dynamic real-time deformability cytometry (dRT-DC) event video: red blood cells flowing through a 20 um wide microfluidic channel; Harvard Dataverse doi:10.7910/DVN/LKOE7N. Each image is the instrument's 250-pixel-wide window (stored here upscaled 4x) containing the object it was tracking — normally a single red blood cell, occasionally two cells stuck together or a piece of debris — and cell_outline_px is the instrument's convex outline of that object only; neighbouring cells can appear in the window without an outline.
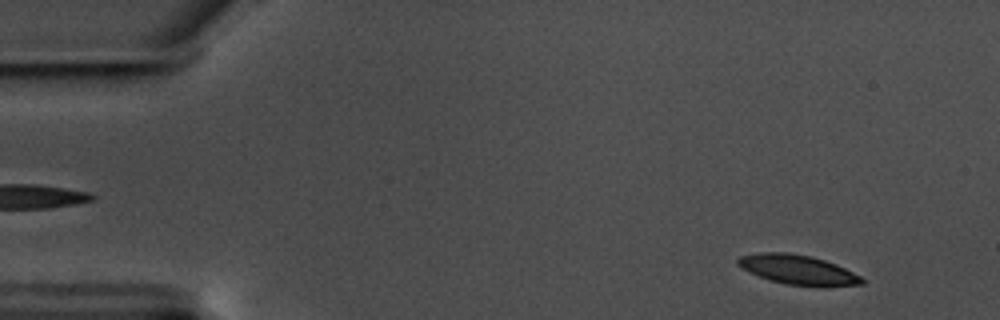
{"species": "common noctule bat (a hibernating species)", "species_latin": "Nyctalus noctula", "temperature_condition": "warm", "stored_images_in_passage": 58, "camera_frame_rate_fps": 3000, "um_per_image_px": 0.085, "animal": {"sex": "male", "body_mass_g": 17.5, "forearm_length_mm": 52.3}, "frame": {"image": 1, "passage_image": 5, "time_ms": 1.333, "image_size_px": [1000, 320], "cell_outline_px": [[864, 284], [784, 284], [768, 280], [740, 268], [736, 264], [736, 260], [740, 256], [760, 252], [788, 252], [812, 256], [836, 264], [860, 276], [864, 280]], "centroid_in_image_um": [67.69, 22.87], "position_along_channel_um": 17.3, "area_um2": 20.75}}
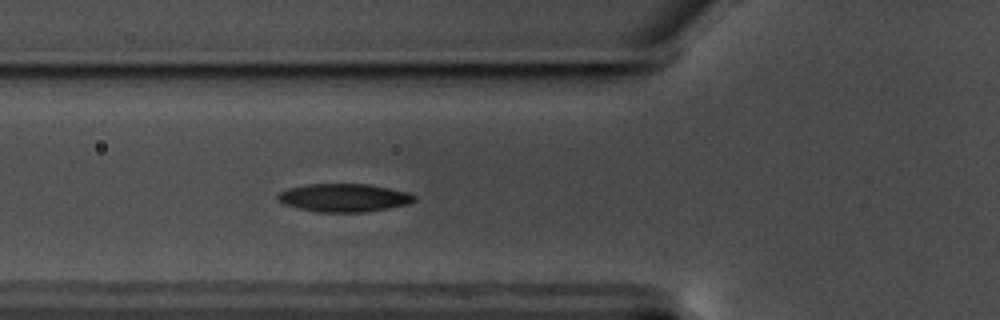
{"frame": {"image": 2, "passage_image": 21, "time_ms": 6.667, "image_size_px": [1000, 320], "cell_outline_px": [[416, 200], [408, 204], [388, 208], [364, 212], [320, 212], [300, 208], [284, 204], [276, 200], [276, 196], [280, 192], [288, 188], [308, 184], [368, 184], [408, 192], [416, 196]], "centroid_in_image_um": [29.23, 16.8], "position_along_channel_um": 96.6, "area_um2": 22.31}}
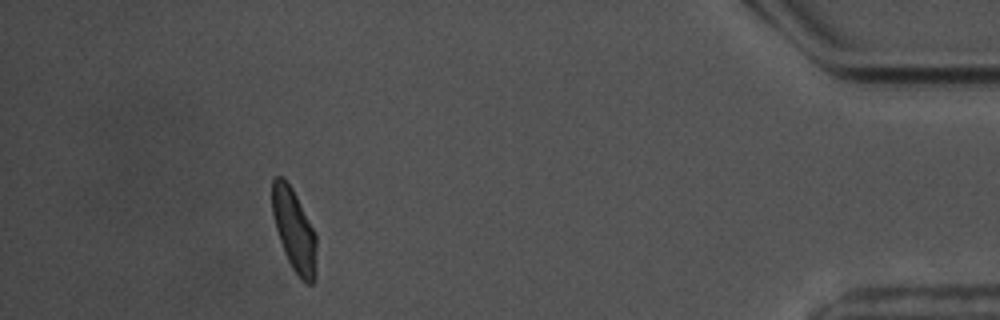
{"frame": {"image": 3, "passage_image": 53, "time_ms": 17.333, "image_size_px": [1000, 320], "cell_outline_px": [[316, 280], [312, 284], [308, 284], [292, 268], [288, 260], [280, 240], [276, 228], [272, 212], [272, 180], [276, 176], [280, 176], [292, 188], [316, 232]], "centroid_in_image_um": [25.03, 19.57], "position_along_channel_um": 410.2, "area_um2": 21.04}, "authors_computed_cell_mechanics": {"area_um2": 21.7328, "velocity_mm_per_s": 3.4878, "shape_relaxation_time_tau1_ms": 3.0448, "shape_relaxation_time_tau2_ms": 4.2462, "deformation_change_tau1": 0.1274, "deformation_change_tau2": 0.1005}}